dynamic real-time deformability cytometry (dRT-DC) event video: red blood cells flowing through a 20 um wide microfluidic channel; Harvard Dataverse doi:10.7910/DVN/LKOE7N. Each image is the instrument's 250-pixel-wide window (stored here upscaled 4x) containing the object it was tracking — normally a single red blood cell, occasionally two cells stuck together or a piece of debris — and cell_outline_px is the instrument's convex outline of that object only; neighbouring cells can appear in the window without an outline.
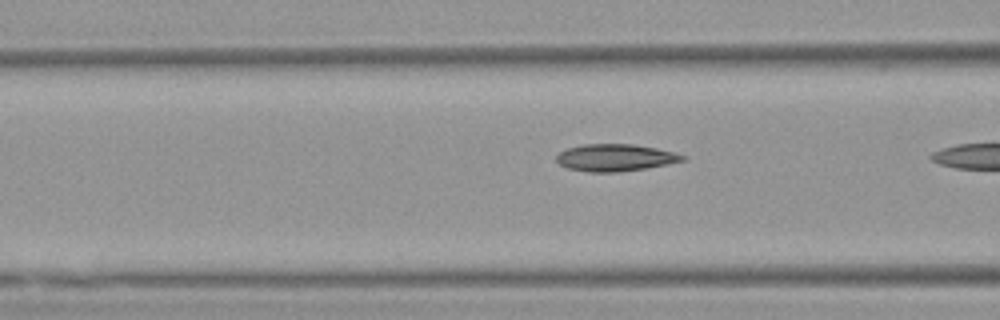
{"species": "Egyptian fruit bat (a non-hibernating species)", "species_latin": "Rousettus aegyptiacus", "temperature_condition": "warm", "stored_images_in_passage": 5, "camera_frame_rate_fps": 3000, "um_per_image_px": 0.085, "animal": {"sex": "female"}, "frame": {"image": 1, "passage_image": 4, "time_ms": 1.0, "image_size_px": [1000, 320], "cell_outline_px": [[688, 160], [668, 164], [644, 168], [616, 172], [588, 172], [568, 168], [560, 164], [556, 160], [556, 156], [560, 152], [568, 148], [584, 144], [632, 144], [656, 148], [676, 152], [688, 156]], "centroid_in_image_um": [52.35, 13.39], "position_along_channel_um": 114.2, "area_um2": 19.94}}